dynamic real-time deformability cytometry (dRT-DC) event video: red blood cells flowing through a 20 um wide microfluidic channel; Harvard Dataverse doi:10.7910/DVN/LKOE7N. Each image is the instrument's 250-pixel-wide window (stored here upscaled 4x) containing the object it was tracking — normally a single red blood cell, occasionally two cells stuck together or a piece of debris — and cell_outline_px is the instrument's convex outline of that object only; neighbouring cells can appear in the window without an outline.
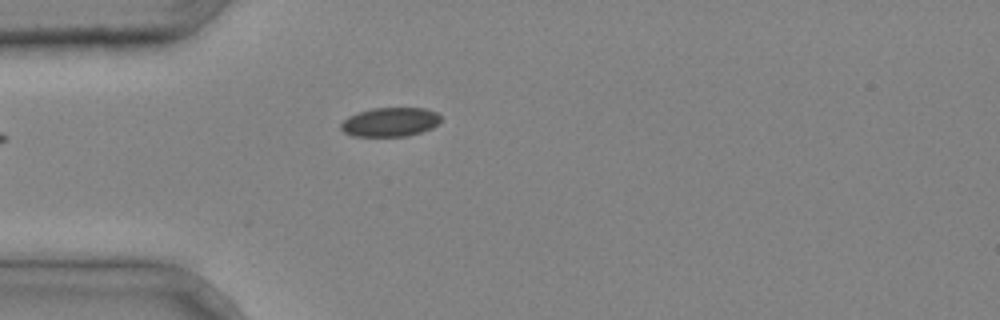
{"species": "common noctule bat (a hibernating species)", "species_latin": "Nyctalus noctula", "temperature_condition": "cold", "stored_images_in_passage": 21, "camera_frame_rate_fps": 3000, "um_per_image_px": 0.085, "animal": {"sex": "male", "body_mass_g": 20.4}, "frame": {"image": 1, "passage_image": 1, "time_ms": 0.0, "image_size_px": [1000, 320], "cell_outline_px": [[440, 120], [432, 128], [408, 136], [352, 136], [344, 132], [340, 128], [340, 124], [348, 116], [372, 108], [424, 108], [436, 112], [440, 116]], "centroid_in_image_um": [33.14, 10.37], "position_along_channel_um": 51.9, "area_um2": 16.82}}
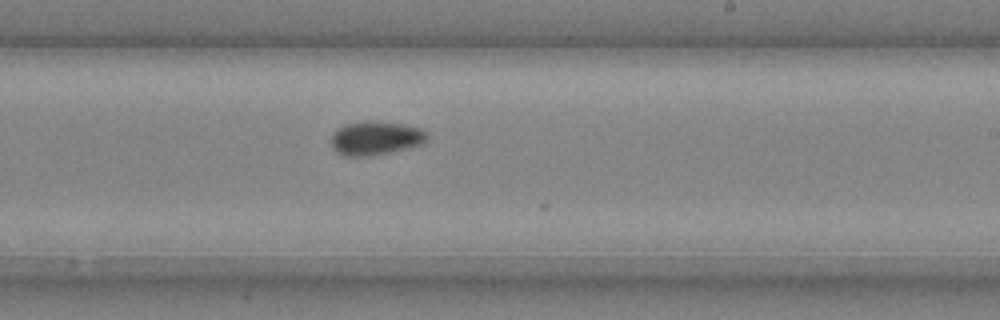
{"frame": {"image": 2, "passage_image": 15, "time_ms": 4.667, "image_size_px": [1000, 320], "cell_outline_px": [[428, 140], [424, 144], [412, 148], [368, 156], [344, 156], [336, 152], [332, 148], [332, 136], [336, 128], [344, 124], [372, 120], [376, 120], [404, 124], [420, 128], [428, 132]], "centroid_in_image_um": [31.97, 11.73], "position_along_channel_um": 257.0, "area_um2": 19.36}}
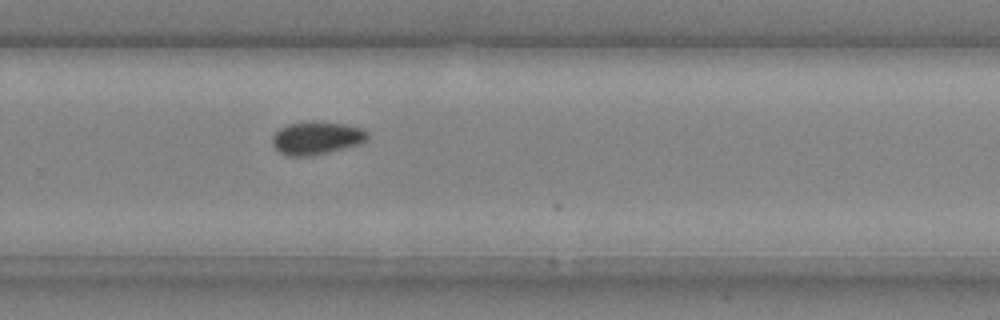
{"frame": {"image": 3, "passage_image": 18, "time_ms": 5.667, "image_size_px": [1000, 320], "cell_outline_px": [[368, 140], [360, 144], [312, 156], [284, 156], [272, 144], [272, 136], [280, 128], [288, 124], [344, 124], [364, 128], [368, 132]], "centroid_in_image_um": [26.93, 11.78], "position_along_channel_um": 302.9, "area_um2": 17.74}}